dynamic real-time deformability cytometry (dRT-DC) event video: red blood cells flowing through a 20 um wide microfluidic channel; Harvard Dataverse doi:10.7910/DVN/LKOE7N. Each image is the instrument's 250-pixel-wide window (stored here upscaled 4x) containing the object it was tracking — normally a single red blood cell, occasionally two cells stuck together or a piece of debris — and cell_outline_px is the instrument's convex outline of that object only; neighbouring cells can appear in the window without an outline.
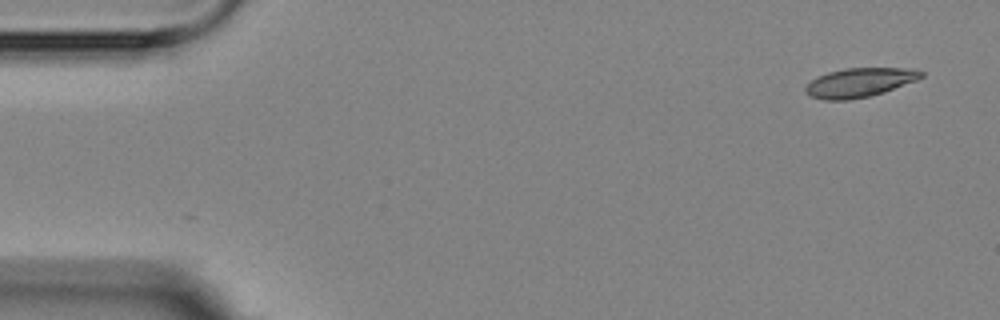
{"species": "Egyptian fruit bat (a non-hibernating species)", "species_latin": "Rousettus aegyptiacus", "temperature_condition": "room temperature", "stored_images_in_passage": 5, "camera_frame_rate_fps": 3000, "um_per_image_px": 0.085, "animal": {"sex": "female"}, "frame": {"image": 1, "passage_image": 1, "time_ms": 0.0, "image_size_px": [1000, 320], "cell_outline_px": [[924, 76], [916, 80], [884, 92], [868, 96], [848, 100], [824, 100], [812, 96], [804, 92], [804, 88], [816, 76], [828, 72], [844, 68], [912, 68], [924, 72]], "centroid_in_image_um": [73.05, 7.0], "position_along_channel_um": 11.9, "area_um2": 19.59}}
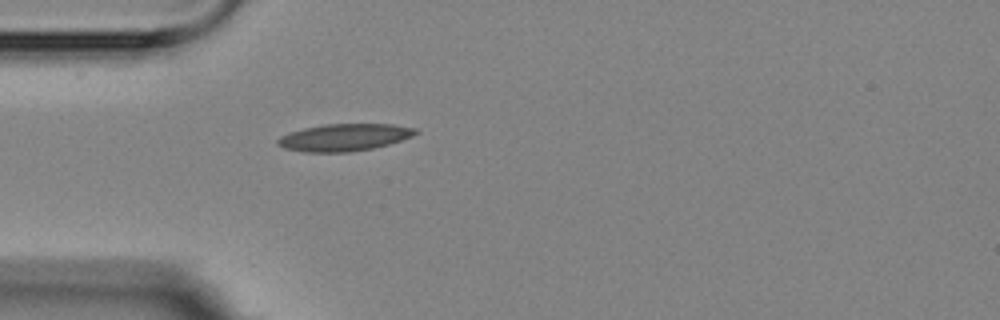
{"frame": {"image": 2, "passage_image": 5, "time_ms": 4.333, "image_size_px": [1000, 320], "cell_outline_px": [[420, 132], [412, 136], [388, 144], [372, 148], [348, 152], [304, 152], [284, 148], [276, 144], [276, 140], [280, 136], [288, 132], [304, 128], [324, 124], [392, 124], [416, 128]], "centroid_in_image_um": [29.23, 11.67], "position_along_channel_um": 55.8, "area_um2": 21.85}}